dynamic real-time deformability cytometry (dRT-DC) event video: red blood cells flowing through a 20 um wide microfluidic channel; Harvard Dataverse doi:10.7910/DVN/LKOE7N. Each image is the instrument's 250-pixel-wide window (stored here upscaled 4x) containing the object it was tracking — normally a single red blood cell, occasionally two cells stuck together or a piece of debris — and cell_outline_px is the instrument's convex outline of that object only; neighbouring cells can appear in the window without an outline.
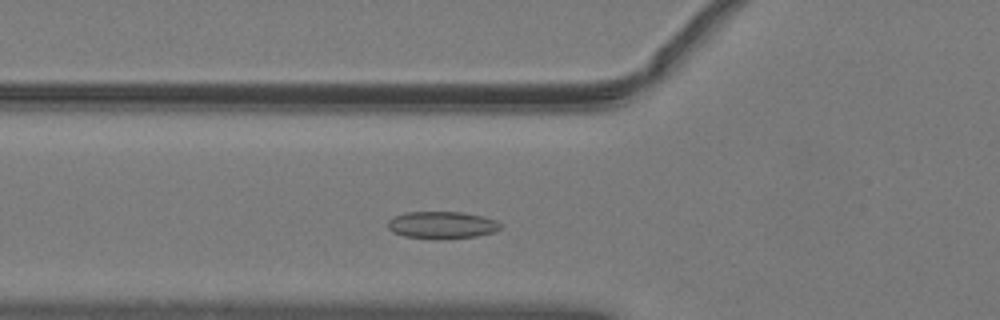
{"species": "common noctule bat (a hibernating species)", "species_latin": "Nyctalus noctula", "temperature_condition": "warm", "stored_images_in_passage": 36, "camera_frame_rate_fps": 3000, "um_per_image_px": 0.085, "animal": {"sex": "male", "body_mass_g": 19.2, "forearm_length_mm": 51.8}, "frame": {"image": 1, "passage_image": 3, "time_ms": 0.667, "image_size_px": [1000, 320], "cell_outline_px": [[500, 228], [492, 232], [476, 236], [444, 240], [436, 240], [404, 236], [392, 232], [388, 228], [388, 220], [396, 216], [408, 212], [464, 212], [484, 216], [496, 220], [500, 224]], "centroid_in_image_um": [37.56, 19.14], "position_along_channel_um": 88.2, "area_um2": 18.03}}
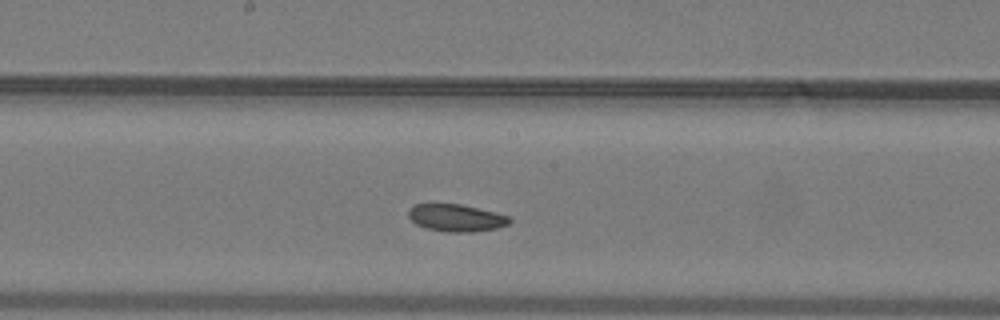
{"frame": {"image": 2, "passage_image": 12, "time_ms": 3.667, "image_size_px": [1000, 320], "cell_outline_px": [[512, 220], [508, 224], [496, 228], [472, 232], [448, 232], [424, 228], [416, 224], [408, 216], [408, 208], [412, 204], [460, 204], [508, 216]], "centroid_in_image_um": [38.71, 18.52], "position_along_channel_um": 209.5, "area_um2": 15.95}}
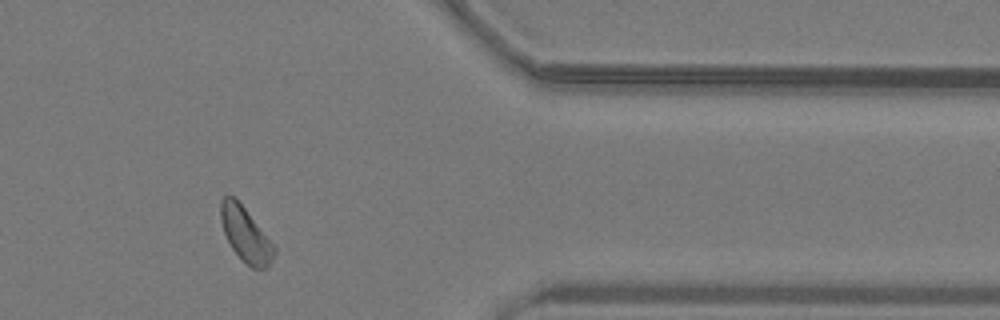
{"frame": {"image": 3, "passage_image": 27, "time_ms": 8.667, "image_size_px": [1000, 320], "cell_outline_px": [[276, 252], [272, 260], [264, 268], [252, 268], [232, 248], [224, 232], [220, 220], [220, 200], [224, 196], [232, 196], [244, 208], [276, 248]], "centroid_in_image_um": [20.85, 19.92], "position_along_channel_um": 390.5, "area_um2": 16.3}, "authors_computed_cell_mechanics": {"area_um2": 16.5886, "velocity_mm_per_s": 4.0166, "shape_relaxation_time_tau1_ms": 3.3467, "shape_relaxation_time_tau2_ms": null, "deformation_change_tau1": 0.0613, "deformation_change_tau2": null}}